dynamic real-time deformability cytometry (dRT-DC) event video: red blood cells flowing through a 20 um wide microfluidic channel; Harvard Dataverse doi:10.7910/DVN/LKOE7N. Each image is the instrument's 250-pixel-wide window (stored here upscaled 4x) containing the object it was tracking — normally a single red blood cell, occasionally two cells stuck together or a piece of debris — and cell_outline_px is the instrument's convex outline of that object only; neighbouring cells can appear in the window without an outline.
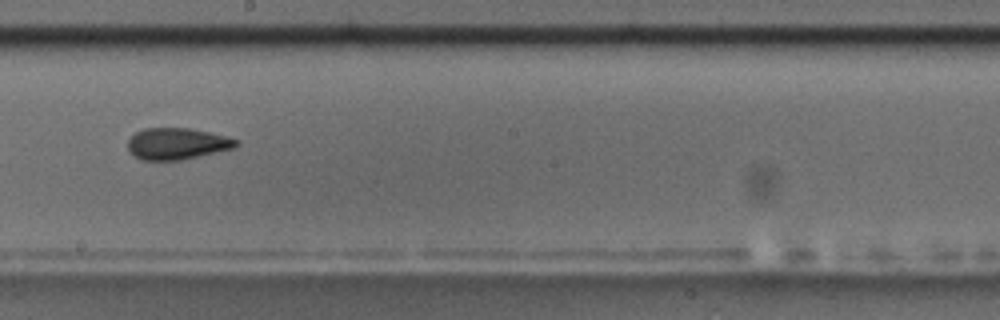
{"species": "common noctule bat (a hibernating species)", "species_latin": "Nyctalus noctula", "temperature_condition": "room temperature", "stored_images_in_passage": 16, "camera_frame_rate_fps": 3000, "um_per_image_px": 0.085, "animal": {"sex": "male", "body_mass_g": 17.5, "forearm_length_mm": 52.3}, "frame": {"image": 1, "passage_image": 10, "time_ms": 11.333, "image_size_px": [1000, 320], "cell_outline_px": [[240, 144], [236, 148], [184, 160], [140, 160], [132, 156], [128, 148], [128, 140], [136, 132], [144, 128], [188, 128], [208, 132], [240, 140]], "centroid_in_image_um": [15.07, 12.23], "position_along_channel_um": 233.1, "area_um2": 20.17}, "authors_computed_cell_mechanics": {"area_um2": 20.7502, "velocity_mm_per_s": 3.5529, "shape_relaxation_time_tau1_ms": 4.0208, "shape_relaxation_time_tau2_ms": null, "deformation_change_tau1": 0.0979, "deformation_change_tau2": null}}